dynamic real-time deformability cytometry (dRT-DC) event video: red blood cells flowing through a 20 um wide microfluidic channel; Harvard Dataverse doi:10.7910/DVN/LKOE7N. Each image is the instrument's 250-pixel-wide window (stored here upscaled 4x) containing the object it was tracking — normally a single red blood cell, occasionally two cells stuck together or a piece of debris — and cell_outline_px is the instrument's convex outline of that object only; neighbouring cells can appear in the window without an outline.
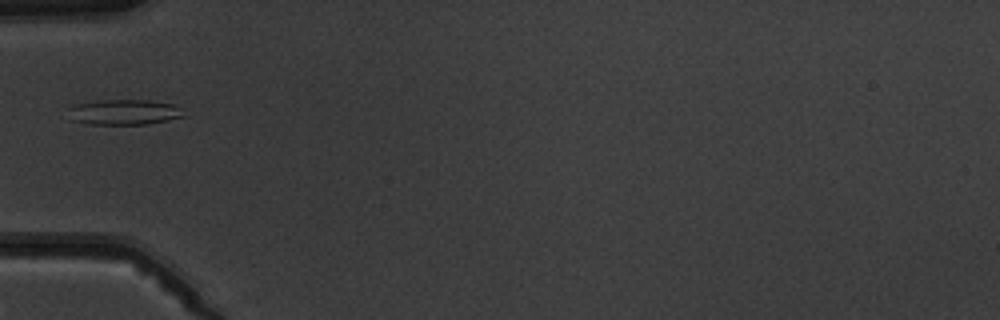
{"species": "common noctule bat (a hibernating species)", "species_latin": "Nyctalus noctula", "temperature_condition": "warm", "stored_images_in_passage": 6, "camera_frame_rate_fps": 3000, "um_per_image_px": 0.085, "animal": {"sex": "male", "body_mass_g": 19.5, "forearm_length_mm": 54.6}, "frame": {"image": 1, "passage_image": 4, "time_ms": 3.667, "image_size_px": [1000, 320], "cell_outline_px": [[184, 116], [168, 120], [148, 124], [88, 124], [72, 120], [68, 108], [76, 104], [100, 100], [148, 100], [176, 104], [180, 108]], "centroid_in_image_um": [10.56, 9.53], "position_along_channel_um": 74.4, "area_um2": 16.99}}
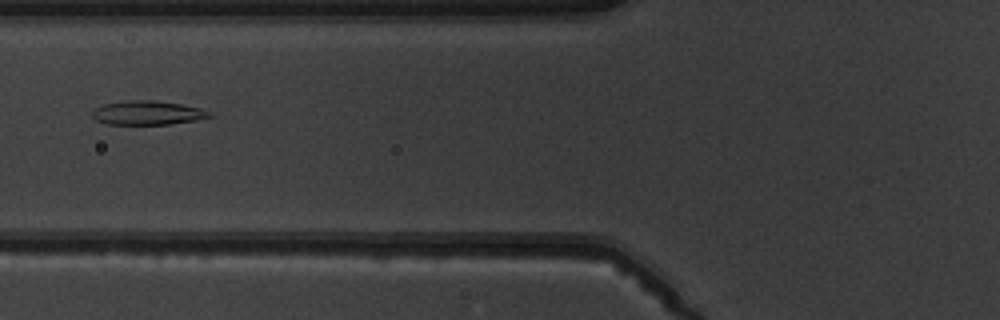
{"frame": {"image": 2, "passage_image": 5, "time_ms": 4.667, "image_size_px": [1000, 320], "cell_outline_px": [[212, 116], [196, 120], [168, 124], [108, 124], [96, 120], [92, 116], [92, 108], [104, 104], [132, 100], [152, 100], [184, 104], [200, 108], [212, 112]], "centroid_in_image_um": [12.54, 9.58], "position_along_channel_um": 113.3, "area_um2": 16.42}}
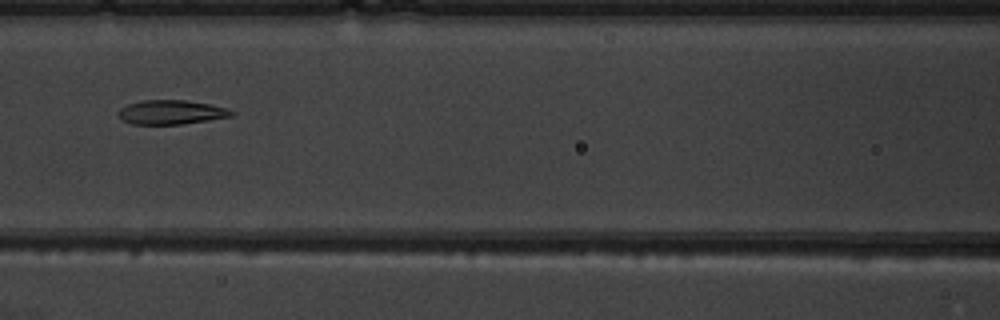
{"frame": {"image": 3, "passage_image": 6, "time_ms": 5.667, "image_size_px": [1000, 320], "cell_outline_px": [[236, 112], [232, 116], [184, 124], [132, 124], [120, 120], [116, 112], [120, 108], [128, 104], [140, 100], [184, 100], [208, 104], [228, 108]], "centroid_in_image_um": [14.51, 9.54], "position_along_channel_um": 152.1, "area_um2": 16.13}}